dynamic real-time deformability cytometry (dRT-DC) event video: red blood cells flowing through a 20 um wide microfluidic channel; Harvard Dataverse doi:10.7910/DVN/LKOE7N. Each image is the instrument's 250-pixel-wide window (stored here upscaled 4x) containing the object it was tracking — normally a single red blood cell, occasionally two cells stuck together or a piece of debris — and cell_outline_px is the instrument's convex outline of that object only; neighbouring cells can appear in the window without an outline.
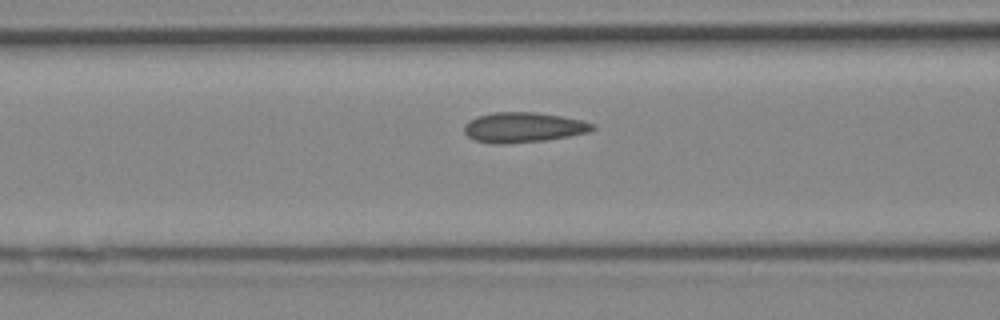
{"species": "Egyptian fruit bat (a non-hibernating species)", "species_latin": "Rousettus aegyptiacus", "temperature_condition": "cold", "stored_images_in_passage": 3, "camera_frame_rate_fps": 3000, "um_per_image_px": 0.085, "animal": {"sex": "female"}, "frame": {"image": 1, "passage_image": 3, "time_ms": 0.667, "image_size_px": [1000, 320], "cell_outline_px": [[596, 128], [588, 132], [568, 136], [544, 140], [504, 144], [492, 144], [472, 140], [464, 132], [464, 124], [468, 120], [476, 116], [492, 112], [536, 112], [560, 116], [580, 120], [596, 124]], "centroid_in_image_um": [44.43, 10.83], "position_along_channel_um": 122.2, "area_um2": 22.66}}